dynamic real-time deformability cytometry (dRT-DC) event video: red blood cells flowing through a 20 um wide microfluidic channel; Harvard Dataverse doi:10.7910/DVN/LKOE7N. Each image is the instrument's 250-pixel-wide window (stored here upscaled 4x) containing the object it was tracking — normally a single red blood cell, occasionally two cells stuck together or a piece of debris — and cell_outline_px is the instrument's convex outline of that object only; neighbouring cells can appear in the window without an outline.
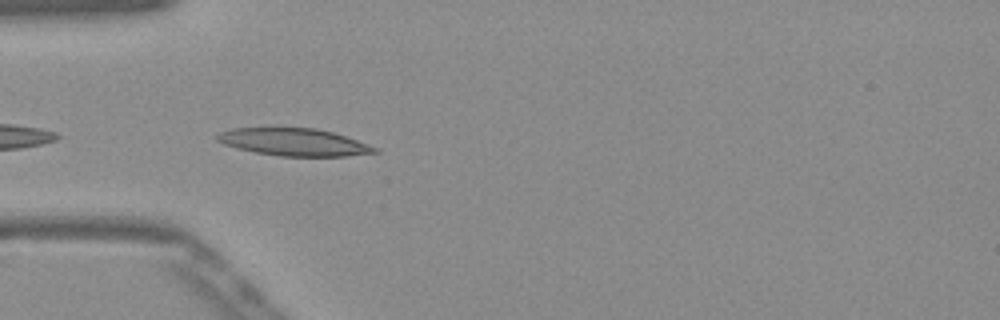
{"species": "Egyptian fruit bat (a non-hibernating species)", "species_latin": "Rousettus aegyptiacus", "temperature_condition": "warm", "stored_images_in_passage": 6, "camera_frame_rate_fps": 3000, "um_per_image_px": 0.085, "frame": {"image": 1, "passage_image": 2, "time_ms": 0.333, "image_size_px": [1000, 320], "cell_outline_px": [[380, 152], [348, 156], [280, 156], [256, 152], [236, 148], [224, 144], [216, 140], [212, 136], [220, 132], [232, 128], [316, 128], [332, 132], [380, 148]], "centroid_in_image_um": [24.97, 12.08], "position_along_channel_um": 60.0, "area_um2": 25.2}}